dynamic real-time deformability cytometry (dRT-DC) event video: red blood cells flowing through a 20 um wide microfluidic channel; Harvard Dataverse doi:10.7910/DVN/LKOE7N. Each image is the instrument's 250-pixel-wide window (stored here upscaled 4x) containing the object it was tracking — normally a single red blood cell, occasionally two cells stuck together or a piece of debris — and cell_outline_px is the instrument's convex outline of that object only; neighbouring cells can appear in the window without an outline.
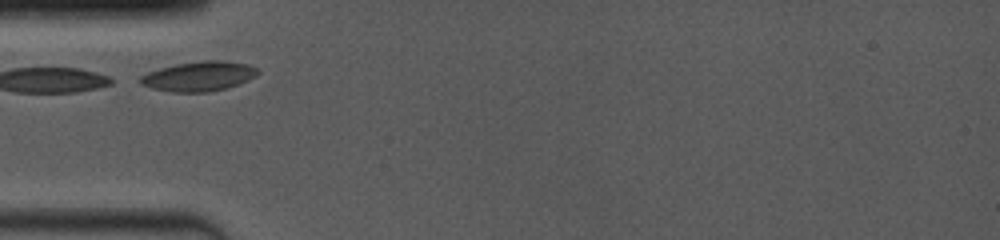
{"species": "common noctule bat (a hibernating species)", "species_latin": "Nyctalus noctula", "temperature_condition": "room temperature", "stored_images_in_passage": 8, "camera_frame_rate_fps": 4000, "um_per_image_px": 0.085, "animal": {"sex": "female", "body_mass_g": 19.0, "forearm_length_mm": 53.3}, "frame": {"image": 1, "passage_image": 1, "time_ms": 0.0, "image_size_px": [1000, 240], "cell_outline_px": [[260, 72], [256, 76], [248, 80], [228, 88], [208, 92], [172, 92], [152, 88], [140, 84], [140, 76], [148, 72], [160, 68], [176, 64], [200, 60], [224, 60], [248, 64], [260, 68]], "centroid_in_image_um": [16.95, 6.47], "position_along_channel_um": 68.1, "area_um2": 20.58}}
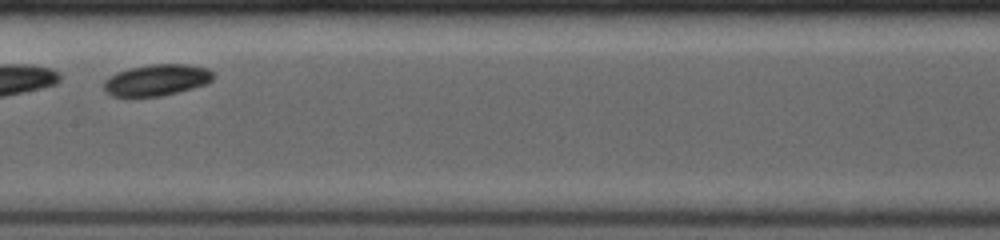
{"frame": {"image": 2, "passage_image": 4, "time_ms": 3.25, "image_size_px": [1000, 240], "cell_outline_px": [[216, 76], [212, 80], [204, 84], [192, 88], [160, 96], [112, 96], [104, 92], [104, 80], [108, 76], [116, 72], [128, 68], [152, 64], [188, 64], [208, 68]], "centroid_in_image_um": [13.29, 6.79], "position_along_channel_um": 194.1, "area_um2": 20.06}}
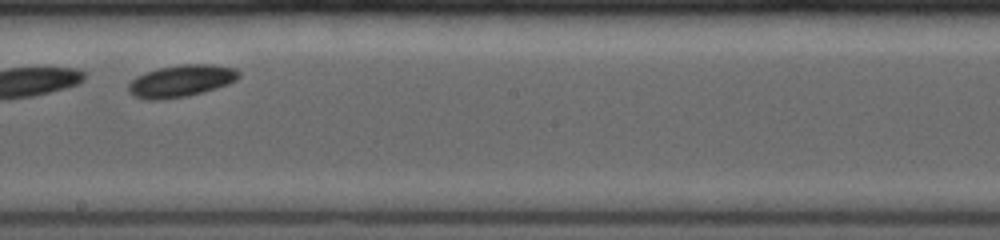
{"frame": {"image": 3, "passage_image": 5, "time_ms": 4.25, "image_size_px": [1000, 240], "cell_outline_px": [[240, 76], [236, 80], [228, 84], [204, 92], [188, 96], [160, 100], [148, 100], [132, 96], [128, 92], [128, 84], [136, 76], [144, 72], [160, 68], [180, 64], [212, 64], [236, 68], [240, 72]], "centroid_in_image_um": [15.38, 6.88], "position_along_channel_um": 232.8, "area_um2": 20.87}}